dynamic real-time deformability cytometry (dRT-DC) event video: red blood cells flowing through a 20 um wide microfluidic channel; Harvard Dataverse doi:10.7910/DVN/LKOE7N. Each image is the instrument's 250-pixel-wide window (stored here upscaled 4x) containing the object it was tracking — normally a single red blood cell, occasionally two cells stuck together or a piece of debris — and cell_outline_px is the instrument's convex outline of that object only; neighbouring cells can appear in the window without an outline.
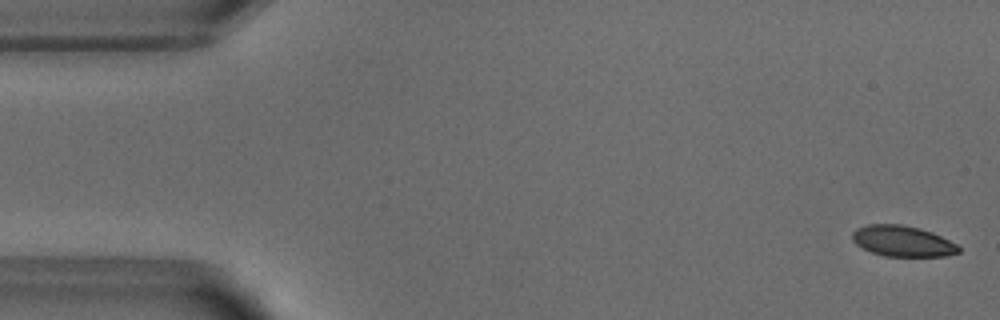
{"species": "common noctule bat (a hibernating species)", "species_latin": "Nyctalus noctula", "temperature_condition": "warm", "stored_images_in_passage": 52, "camera_frame_rate_fps": 3000, "um_per_image_px": 0.085, "animal": {"sex": "male", "body_mass_g": 18.8}, "frame": {"image": 1, "passage_image": 1, "time_ms": 0.0, "image_size_px": [1000, 320], "cell_outline_px": [[960, 252], [944, 256], [884, 256], [872, 252], [856, 244], [852, 240], [852, 232], [856, 228], [868, 224], [904, 224], [920, 228], [932, 232], [956, 244], [960, 248]], "centroid_in_image_um": [76.7, 20.48], "position_along_channel_um": 8.3, "area_um2": 19.07}}
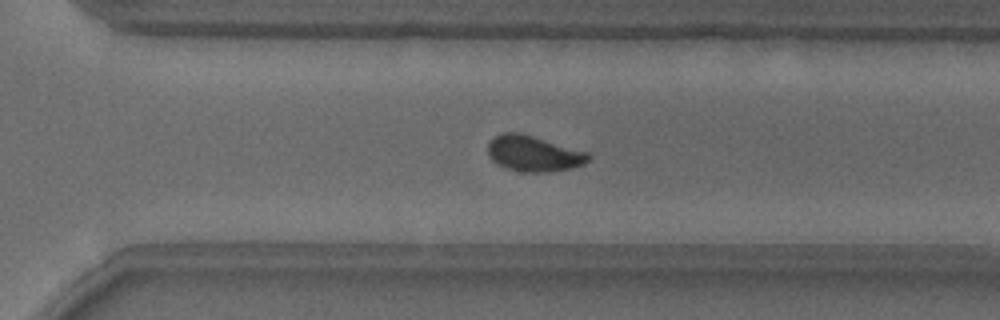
{"frame": {"image": 2, "passage_image": 35, "time_ms": 11.333, "image_size_px": [1000, 320], "cell_outline_px": [[592, 156], [584, 164], [572, 168], [548, 172], [524, 172], [508, 168], [492, 160], [488, 156], [488, 144], [496, 136], [504, 132], [520, 132], [588, 152]], "centroid_in_image_um": [45.38, 13.05], "position_along_channel_um": 325.2, "area_um2": 20.81}}
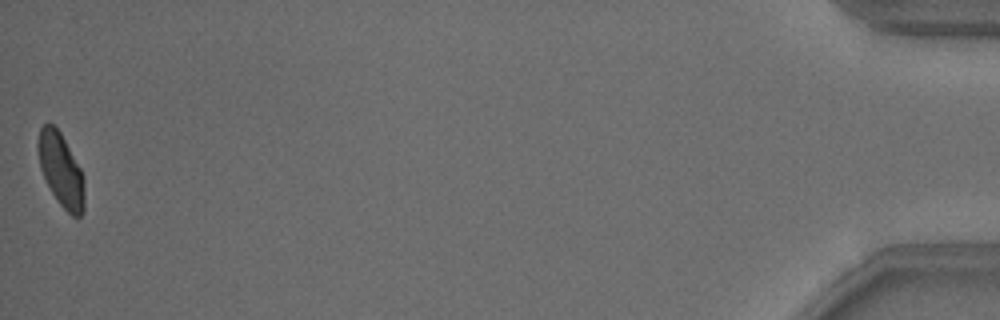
{"frame": {"image": 3, "passage_image": 51, "time_ms": 16.667, "image_size_px": [1000, 320], "cell_outline_px": [[84, 208], [80, 216], [72, 216], [56, 200], [40, 168], [36, 144], [40, 128], [44, 124], [52, 124], [60, 132], [80, 168], [84, 176]], "centroid_in_image_um": [5.17, 14.44], "position_along_channel_um": 430.0, "area_um2": 19.65}}